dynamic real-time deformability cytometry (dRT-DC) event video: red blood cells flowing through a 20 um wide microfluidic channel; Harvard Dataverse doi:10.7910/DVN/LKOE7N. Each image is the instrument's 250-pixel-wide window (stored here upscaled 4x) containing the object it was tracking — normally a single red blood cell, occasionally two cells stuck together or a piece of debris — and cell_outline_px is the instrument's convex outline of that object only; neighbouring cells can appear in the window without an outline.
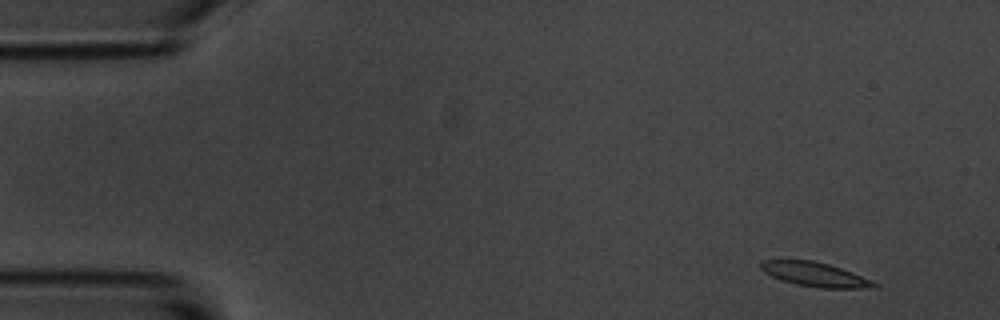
{"species": "common noctule bat (a hibernating species)", "species_latin": "Nyctalus noctula", "temperature_condition": "room temperature", "stored_images_in_passage": 56, "segment_of_instrument_passage": [1, 2], "camera_frame_rate_fps": 3000, "um_per_image_px": 0.085, "animal": {"sex": "male", "body_mass_g": 20.1, "forearm_length_mm": 53.5}, "frame": {"image": 1, "passage_image": 2, "time_ms": 0.333, "image_size_px": [1000, 320], "cell_outline_px": [[880, 284], [876, 288], [820, 288], [796, 284], [780, 280], [764, 272], [760, 268], [760, 260], [812, 260], [828, 264], [852, 272], [872, 280]], "centroid_in_image_um": [69.28, 23.33], "position_along_channel_um": 15.7, "area_um2": 16.07}}
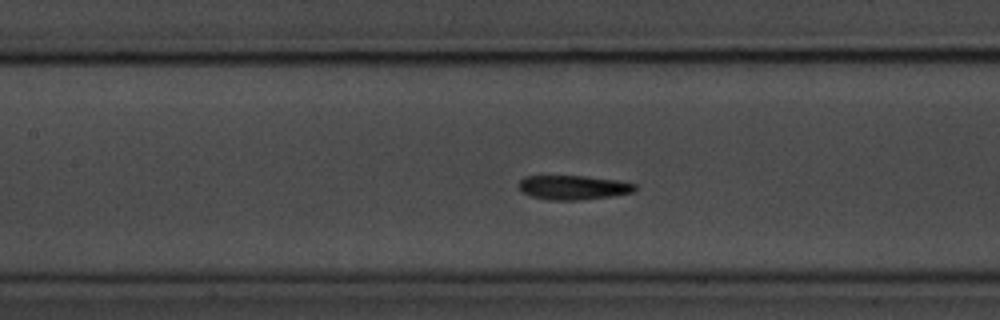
{"frame": {"image": 2, "passage_image": 23, "time_ms": 7.333, "image_size_px": [1000, 320], "cell_outline_px": [[636, 188], [632, 192], [612, 196], [580, 200], [548, 200], [532, 196], [520, 192], [520, 180], [524, 176], [588, 176], [616, 180], [636, 184]], "centroid_in_image_um": [48.71, 15.93], "position_along_channel_um": 158.7, "area_um2": 16.42}}
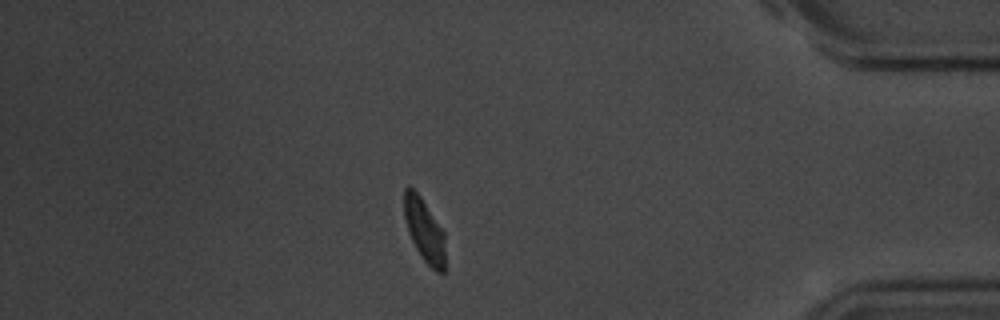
{"frame": {"image": 3, "passage_image": 47, "time_ms": 15.333, "image_size_px": [1000, 320], "cell_outline_px": [[444, 272], [436, 272], [424, 260], [416, 248], [408, 232], [404, 216], [404, 188], [408, 184], [420, 196], [444, 232]], "centroid_in_image_um": [36.05, 19.55], "position_along_channel_um": 399.2, "area_um2": 14.85}}